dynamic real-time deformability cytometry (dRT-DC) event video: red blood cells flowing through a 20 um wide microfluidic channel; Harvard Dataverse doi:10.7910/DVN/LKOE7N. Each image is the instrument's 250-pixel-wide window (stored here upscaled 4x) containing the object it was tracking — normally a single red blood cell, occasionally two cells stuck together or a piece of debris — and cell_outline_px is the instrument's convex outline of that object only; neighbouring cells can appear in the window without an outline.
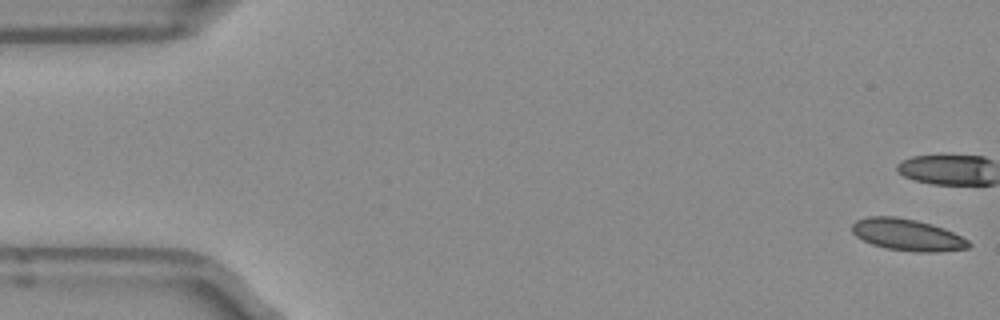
{"species": "Egyptian fruit bat (a non-hibernating species)", "species_latin": "Rousettus aegyptiacus", "temperature_condition": "room temperature", "stored_images_in_passage": 14, "camera_frame_rate_fps": 3000, "um_per_image_px": 0.085, "frame": {"image": 1, "passage_image": 1, "time_ms": 0.0, "image_size_px": [1000, 320], "cell_outline_px": [[972, 244], [968, 248], [932, 252], [916, 252], [888, 248], [872, 244], [856, 236], [852, 232], [852, 224], [856, 220], [868, 216], [896, 216], [916, 220], [932, 224], [944, 228], [968, 240]], "centroid_in_image_um": [77.11, 19.94], "position_along_channel_um": 7.9, "area_um2": 21.44}}